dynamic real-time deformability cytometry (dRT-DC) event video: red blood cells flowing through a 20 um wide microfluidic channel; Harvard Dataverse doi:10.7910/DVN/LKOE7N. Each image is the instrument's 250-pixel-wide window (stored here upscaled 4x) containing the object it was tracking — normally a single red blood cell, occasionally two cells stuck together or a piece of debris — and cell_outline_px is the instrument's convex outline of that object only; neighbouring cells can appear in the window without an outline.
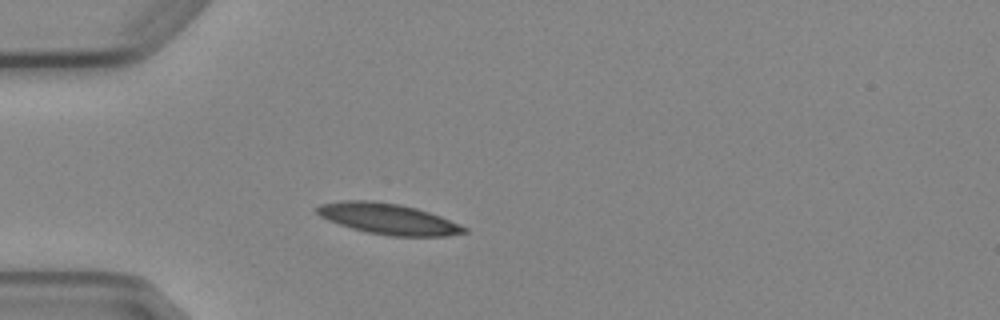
{"species": "Egyptian fruit bat (a non-hibernating species)", "species_latin": "Rousettus aegyptiacus", "temperature_condition": "cold", "stored_images_in_passage": 2, "camera_frame_rate_fps": 3000, "um_per_image_px": 0.085, "animal": {"sex": "female"}, "frame": {"image": 1, "passage_image": 2, "time_ms": 2.0, "image_size_px": [1000, 320], "cell_outline_px": [[468, 232], [448, 236], [392, 236], [368, 232], [352, 228], [328, 220], [320, 216], [316, 212], [316, 208], [320, 204], [340, 200], [372, 200], [400, 204], [416, 208], [440, 216], [468, 228]], "centroid_in_image_um": [32.99, 18.59], "position_along_channel_um": 52.0, "area_um2": 26.36}}